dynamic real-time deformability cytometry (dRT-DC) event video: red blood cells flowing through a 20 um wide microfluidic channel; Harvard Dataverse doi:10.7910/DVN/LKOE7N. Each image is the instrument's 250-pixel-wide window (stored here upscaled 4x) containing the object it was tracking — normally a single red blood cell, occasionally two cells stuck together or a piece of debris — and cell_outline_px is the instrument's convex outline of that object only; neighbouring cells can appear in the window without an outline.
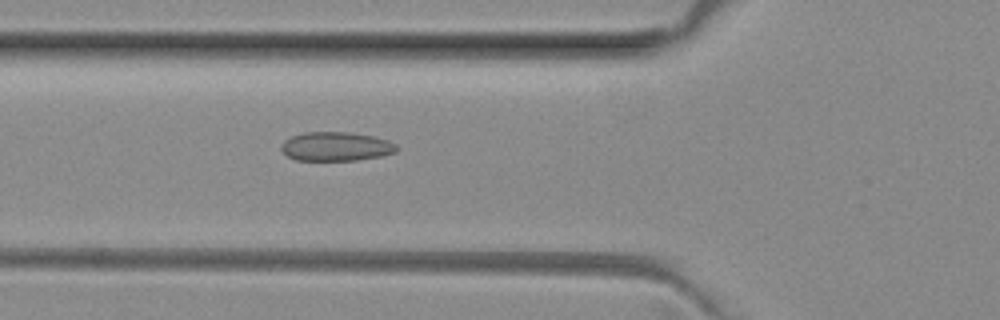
{"species": "common noctule bat (a hibernating species)", "species_latin": "Nyctalus noctula", "temperature_condition": "room temperature", "stored_images_in_passage": 49, "camera_frame_rate_fps": 3000, "um_per_image_px": 0.085, "animal": {"sex": "female", "body_mass_g": 29.2, "forearm_length_mm": 56.3}, "frame": {"image": 1, "passage_image": 17, "time_ms": 5.333, "image_size_px": [1000, 320], "cell_outline_px": [[400, 148], [396, 152], [380, 156], [356, 160], [296, 160], [288, 156], [280, 148], [280, 144], [284, 140], [292, 136], [304, 132], [348, 132], [372, 136], [388, 140], [396, 144]], "centroid_in_image_um": [28.56, 12.44], "position_along_channel_um": 97.2, "area_um2": 19.54}}
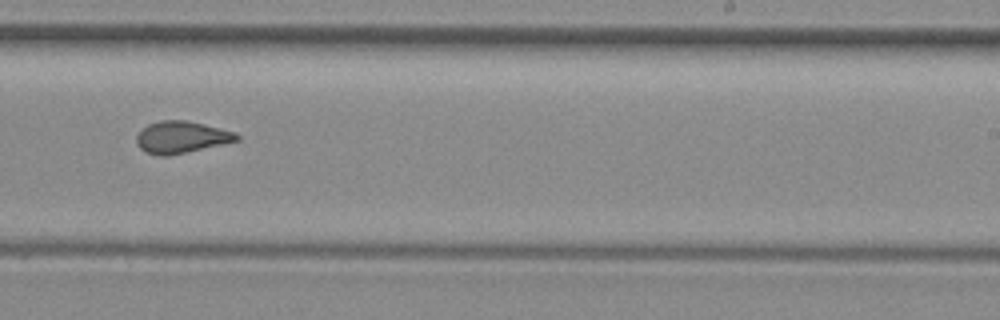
{"frame": {"image": 2, "passage_image": 30, "time_ms": 9.667, "image_size_px": [1000, 320], "cell_outline_px": [[240, 140], [168, 156], [160, 156], [144, 152], [136, 144], [136, 136], [148, 124], [160, 120], [184, 120], [236, 132], [240, 136]], "centroid_in_image_um": [15.39, 11.67], "position_along_channel_um": 273.6, "area_um2": 18.5}}
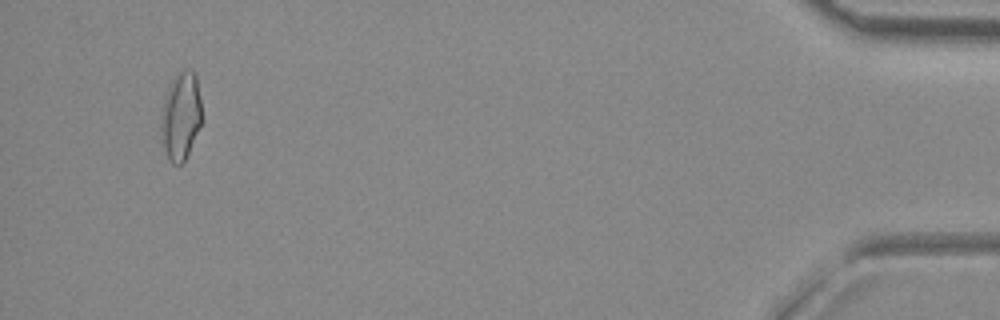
{"frame": {"image": 3, "passage_image": 47, "time_ms": 15.333, "image_size_px": [1000, 320], "cell_outline_px": [[200, 124], [188, 152], [184, 160], [180, 164], [172, 164], [168, 160], [164, 148], [164, 104], [168, 88], [176, 72], [184, 68], [192, 72], [196, 76], [200, 100]], "centroid_in_image_um": [15.4, 9.82], "position_along_channel_um": 419.8, "area_um2": 19.59}, "authors_computed_cell_mechanics": {"area_um2": 19.1896, "velocity_mm_per_s": 4.0718, "shape_relaxation_time_tau1_ms": null, "shape_relaxation_time_tau2_ms": 1.8313, "deformation_change_tau1": null, "deformation_change_tau2": 0.0685}}